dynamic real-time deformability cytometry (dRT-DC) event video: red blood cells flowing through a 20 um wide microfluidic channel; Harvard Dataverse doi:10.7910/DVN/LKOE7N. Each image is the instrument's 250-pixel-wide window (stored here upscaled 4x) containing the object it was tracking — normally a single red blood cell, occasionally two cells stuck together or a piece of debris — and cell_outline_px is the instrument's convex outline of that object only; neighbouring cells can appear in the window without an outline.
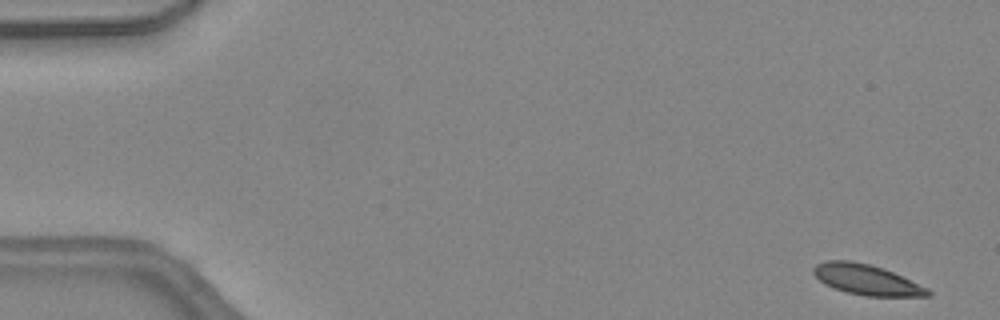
{"species": "common noctule bat (a hibernating species)", "species_latin": "Nyctalus noctula", "temperature_condition": "warm", "stored_images_in_passage": 46, "camera_frame_rate_fps": 3000, "um_per_image_px": 0.085, "animal": {"sex": "female", "body_mass_g": 24.6, "forearm_length_mm": 56.2}, "frame": {"image": 1, "passage_image": 1, "time_ms": 0.0, "image_size_px": [1000, 320], "cell_outline_px": [[932, 296], [868, 296], [848, 292], [824, 284], [812, 272], [812, 268], [816, 264], [824, 260], [852, 260], [884, 268], [928, 288], [932, 292]], "centroid_in_image_um": [73.66, 23.76], "position_along_channel_um": 11.3, "area_um2": 20.17}}
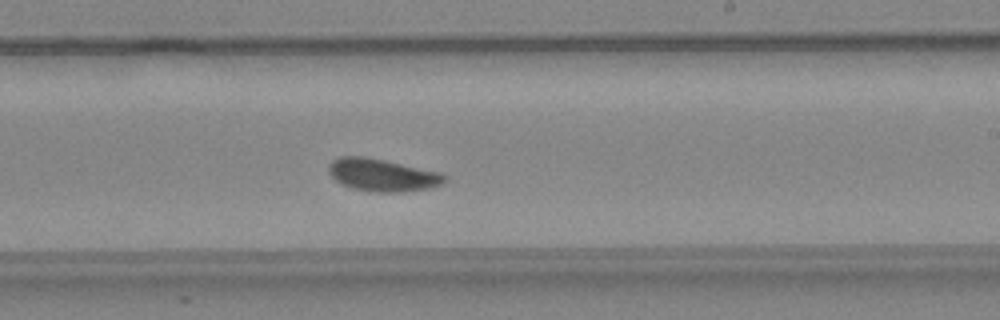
{"frame": {"image": 2, "passage_image": 27, "time_ms": 8.667, "image_size_px": [1000, 320], "cell_outline_px": [[448, 176], [440, 184], [428, 188], [400, 192], [376, 192], [352, 188], [340, 184], [328, 172], [328, 164], [332, 160], [340, 156], [364, 156], [384, 160], [440, 172]], "centroid_in_image_um": [32.45, 14.87], "position_along_channel_um": 256.5, "area_um2": 21.85}}
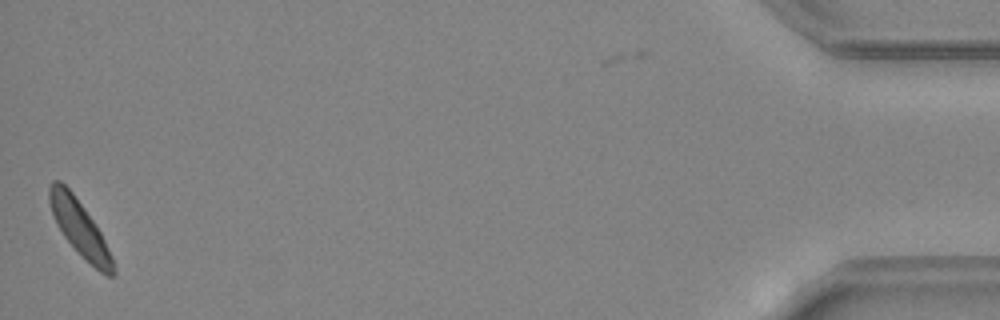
{"frame": {"image": 3, "passage_image": 45, "time_ms": 14.667, "image_size_px": [1000, 320], "cell_outline_px": [[116, 272], [112, 276], [104, 276], [64, 236], [56, 224], [52, 216], [48, 200], [48, 188], [52, 180], [60, 180], [72, 192], [84, 208], [100, 232], [112, 256]], "centroid_in_image_um": [6.74, 19.35], "position_along_channel_um": 428.5, "area_um2": 20.11}, "authors_computed_cell_mechanics": {"area_um2": 20.808, "velocity_mm_per_s": 4.4489, "shape_relaxation_time_tau1_ms": 4.1729, "shape_relaxation_time_tau2_ms": 1.6333, "deformation_change_tau1": 0.1053, "deformation_change_tau2": 0.0691}}